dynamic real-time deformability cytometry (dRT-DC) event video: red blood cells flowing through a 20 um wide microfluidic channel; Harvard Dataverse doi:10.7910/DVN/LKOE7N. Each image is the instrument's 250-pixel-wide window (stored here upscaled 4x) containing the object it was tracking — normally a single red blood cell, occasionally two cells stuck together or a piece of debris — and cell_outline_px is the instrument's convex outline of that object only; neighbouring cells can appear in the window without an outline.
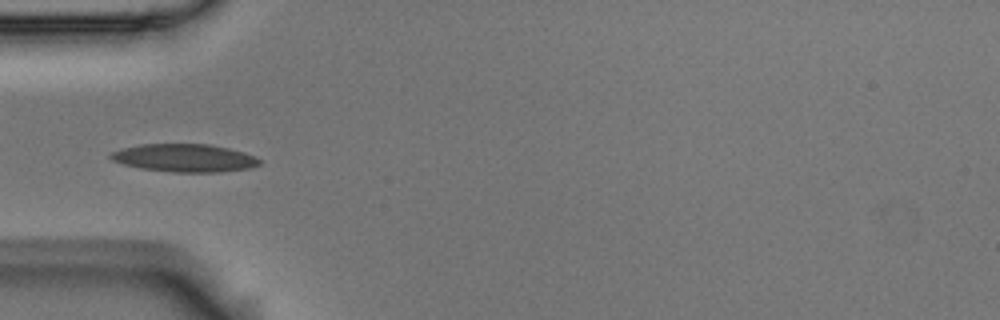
{"species": "Egyptian fruit bat (a non-hibernating species)", "species_latin": "Rousettus aegyptiacus", "temperature_condition": "room temperature", "stored_images_in_passage": 6, "camera_frame_rate_fps": 3000, "um_per_image_px": 0.085, "animal": {"sex": "male"}, "frame": {"image": 1, "passage_image": 4, "time_ms": 1.0, "image_size_px": [1000, 320], "cell_outline_px": [[260, 164], [252, 168], [220, 172], [172, 172], [140, 168], [124, 164], [112, 160], [108, 156], [112, 152], [124, 148], [140, 144], [208, 144], [228, 148], [244, 152], [256, 156], [260, 160]], "centroid_in_image_um": [15.72, 13.43], "position_along_channel_um": 69.3, "area_um2": 24.22}}
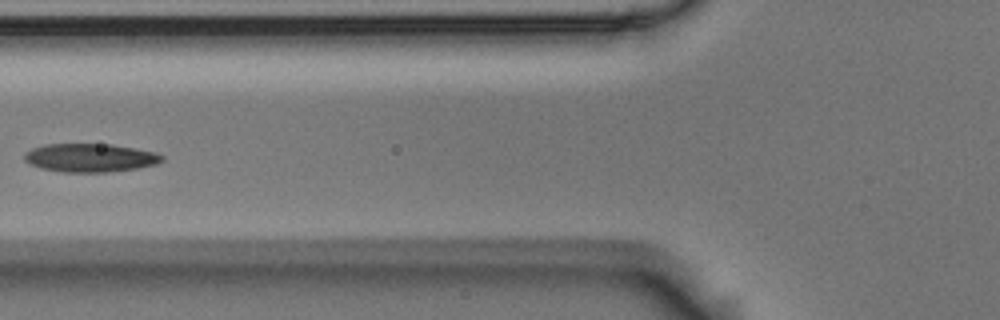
{"frame": {"image": 2, "passage_image": 5, "time_ms": 1.333, "image_size_px": [1000, 320], "cell_outline_px": [[164, 160], [156, 164], [136, 168], [108, 172], [60, 172], [40, 168], [28, 164], [24, 160], [24, 152], [32, 148], [44, 144], [112, 144], [136, 148], [156, 152], [164, 156]], "centroid_in_image_um": [7.64, 13.41], "position_along_channel_um": 118.2, "area_um2": 23.06}}
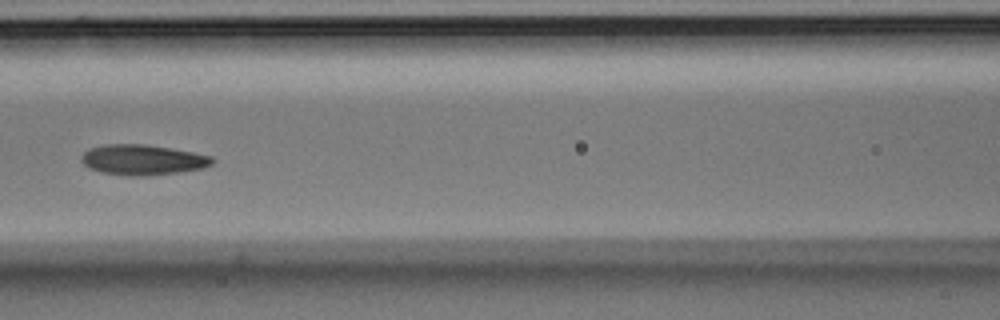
{"frame": {"image": 3, "passage_image": 6, "time_ms": 1.667, "image_size_px": [1000, 320], "cell_outline_px": [[216, 160], [212, 164], [204, 168], [176, 172], [140, 176], [132, 176], [104, 172], [92, 168], [84, 164], [80, 160], [80, 156], [88, 148], [104, 144], [144, 144], [172, 148], [212, 156]], "centroid_in_image_um": [12.14, 13.56], "position_along_channel_um": 154.5, "area_um2": 23.0}}